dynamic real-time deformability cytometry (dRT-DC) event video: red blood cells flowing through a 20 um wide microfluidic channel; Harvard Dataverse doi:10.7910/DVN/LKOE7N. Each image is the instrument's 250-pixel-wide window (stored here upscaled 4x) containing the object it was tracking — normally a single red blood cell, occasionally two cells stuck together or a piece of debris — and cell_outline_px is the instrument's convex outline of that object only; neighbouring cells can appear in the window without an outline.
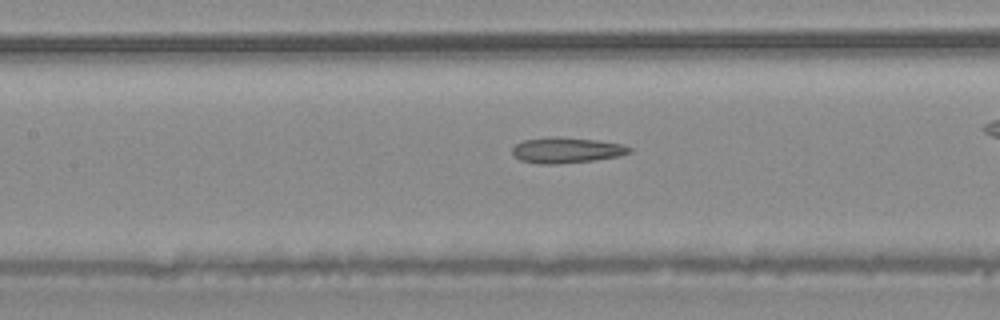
{"species": "common noctule bat (a hibernating species)", "species_latin": "Nyctalus noctula", "temperature_condition": "warm", "stored_images_in_passage": 38, "camera_frame_rate_fps": 3000, "um_per_image_px": 0.085, "animal": {"sex": "male", "body_mass_g": 20.4}, "frame": {"image": 1, "passage_image": 22, "time_ms": 7.0, "image_size_px": [1000, 320], "cell_outline_px": [[632, 152], [620, 156], [592, 160], [556, 164], [536, 164], [520, 160], [512, 152], [512, 148], [520, 140], [596, 140], [620, 144], [632, 148]], "centroid_in_image_um": [48.17, 12.83], "position_along_channel_um": 159.2, "area_um2": 16.42}}